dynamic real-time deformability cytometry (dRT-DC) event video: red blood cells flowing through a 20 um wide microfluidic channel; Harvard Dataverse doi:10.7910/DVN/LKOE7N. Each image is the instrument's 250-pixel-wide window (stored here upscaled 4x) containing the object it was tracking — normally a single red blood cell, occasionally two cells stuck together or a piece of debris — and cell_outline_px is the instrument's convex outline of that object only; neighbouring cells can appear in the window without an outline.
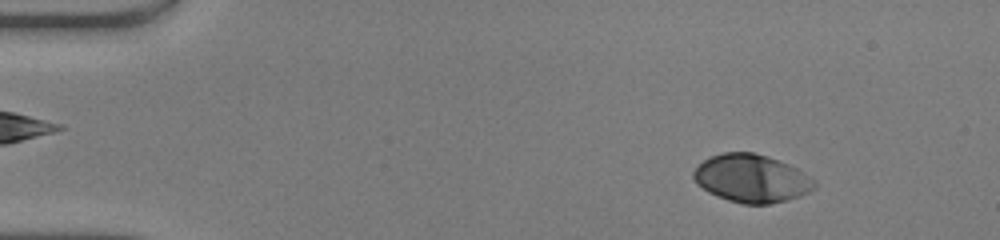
{"species": "human", "species_latin": "Homo sapiens", "temperature_condition": "warm", "stored_images_in_passage": 49, "camera_frame_rate_fps": 3000, "um_per_image_px": 0.085, "donor": {"sex": "male"}, "frame": {"image": 1, "passage_image": 6, "time_ms": 1.667, "image_size_px": [1000, 240], "cell_outline_px": [[816, 188], [800, 196], [788, 200], [768, 204], [740, 204], [728, 200], [708, 192], [696, 184], [692, 176], [692, 172], [704, 160], [712, 156], [724, 152], [752, 152], [768, 156], [788, 164], [796, 168], [816, 180]], "centroid_in_image_um": [63.88, 15.17], "position_along_channel_um": 21.1, "area_um2": 33.87}}
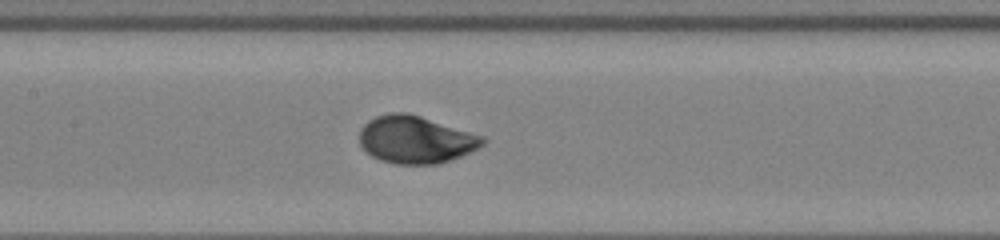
{"frame": {"image": 2, "passage_image": 24, "time_ms": 7.667, "image_size_px": [1000, 240], "cell_outline_px": [[488, 140], [480, 148], [460, 156], [436, 164], [396, 164], [380, 160], [372, 156], [360, 144], [360, 128], [368, 120], [376, 116], [388, 112], [408, 112], [484, 136]], "centroid_in_image_um": [35.34, 11.85], "position_along_channel_um": 172.1, "area_um2": 34.16}}
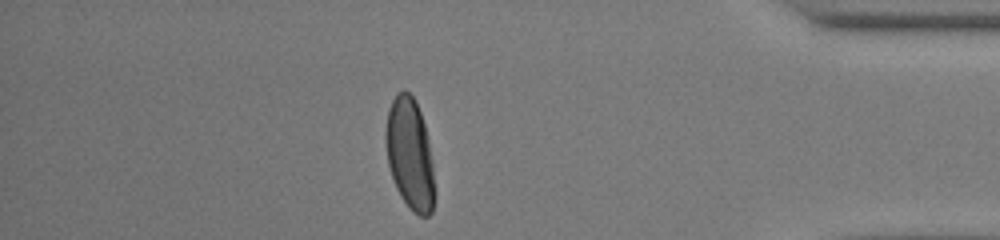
{"frame": {"image": 3, "passage_image": 43, "time_ms": 14.0, "image_size_px": [1000, 240], "cell_outline_px": [[436, 192], [432, 212], [428, 216], [420, 216], [400, 196], [396, 188], [388, 164], [384, 136], [384, 132], [388, 108], [392, 100], [404, 88], [416, 100], [424, 124], [428, 140], [432, 160]], "centroid_in_image_um": [34.84, 13.08], "position_along_channel_um": 400.4, "area_um2": 31.85}, "authors_computed_cell_mechanics": {"area_um2": 33.524, "velocity_mm_per_s": 4.164, "shape_relaxation_time_tau1_ms": 2.7437, "shape_relaxation_time_tau2_ms": null, "deformation_change_tau1": 0.1758, "deformation_change_tau2": null}}